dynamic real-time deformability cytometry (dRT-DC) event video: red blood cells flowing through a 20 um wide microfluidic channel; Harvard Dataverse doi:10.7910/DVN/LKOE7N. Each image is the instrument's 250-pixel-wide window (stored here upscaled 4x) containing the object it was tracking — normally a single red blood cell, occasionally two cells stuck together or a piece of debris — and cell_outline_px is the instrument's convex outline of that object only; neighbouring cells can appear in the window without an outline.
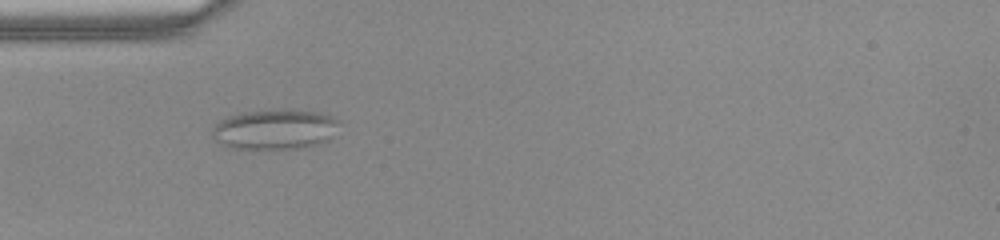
{"species": "common noctule bat (a hibernating species)", "species_latin": "Nyctalus noctula", "temperature_condition": "warm", "stored_images_in_passage": 34, "camera_frame_rate_fps": 3000, "um_per_image_px": 0.085, "animal": {"sex": "female", "body_mass_g": 22.0, "forearm_length_mm": 56.7}, "frame": {"image": 1, "passage_image": 4, "time_ms": 1.0, "image_size_px": [1000, 240], "cell_outline_px": [[340, 120], [328, 140], [316, 144], [300, 148], [232, 148], [216, 140], [212, 136], [212, 128], [220, 120], [228, 116], [240, 112], [284, 108], [288, 108], [316, 112], [332, 116]], "centroid_in_image_um": [23.34, 10.96], "position_along_channel_um": 61.7, "area_um2": 29.59}}
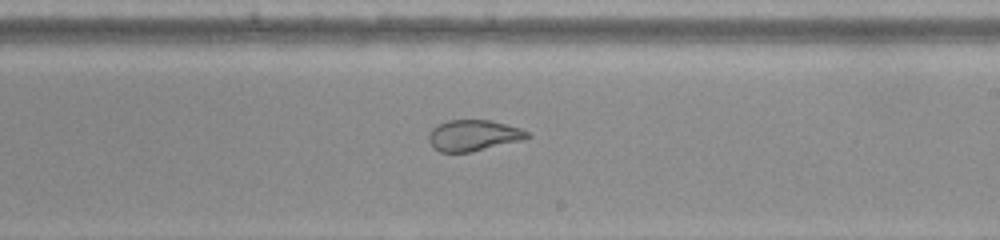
{"frame": {"image": 2, "passage_image": 18, "time_ms": 5.667, "image_size_px": [1000, 240], "cell_outline_px": [[532, 136], [520, 140], [472, 152], [440, 152], [428, 140], [428, 136], [432, 128], [448, 120], [492, 120], [520, 128], [528, 132]], "centroid_in_image_um": [40.25, 11.5], "position_along_channel_um": 248.8, "area_um2": 17.63}}
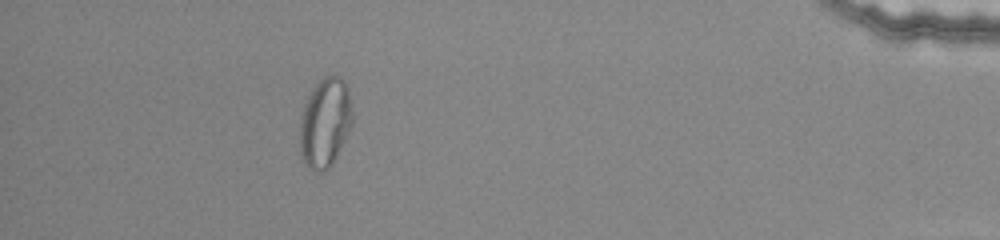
{"frame": {"image": 3, "passage_image": 34, "time_ms": 11.0, "image_size_px": [1000, 240], "cell_outline_px": [[352, 124], [332, 164], [324, 172], [312, 172], [300, 156], [300, 116], [304, 104], [312, 88], [324, 76], [340, 76], [344, 80], [348, 88], [352, 112]], "centroid_in_image_um": [27.61, 10.43], "position_along_channel_um": 407.6, "area_um2": 27.46}, "authors_computed_cell_mechanics": {"area_um2": 21.1548, "velocity_mm_per_s": 4.0335, "shape_relaxation_time_tau1_ms": null, "shape_relaxation_time_tau2_ms": 0.5977, "deformation_change_tau1": null, "deformation_change_tau2": 0.077}}